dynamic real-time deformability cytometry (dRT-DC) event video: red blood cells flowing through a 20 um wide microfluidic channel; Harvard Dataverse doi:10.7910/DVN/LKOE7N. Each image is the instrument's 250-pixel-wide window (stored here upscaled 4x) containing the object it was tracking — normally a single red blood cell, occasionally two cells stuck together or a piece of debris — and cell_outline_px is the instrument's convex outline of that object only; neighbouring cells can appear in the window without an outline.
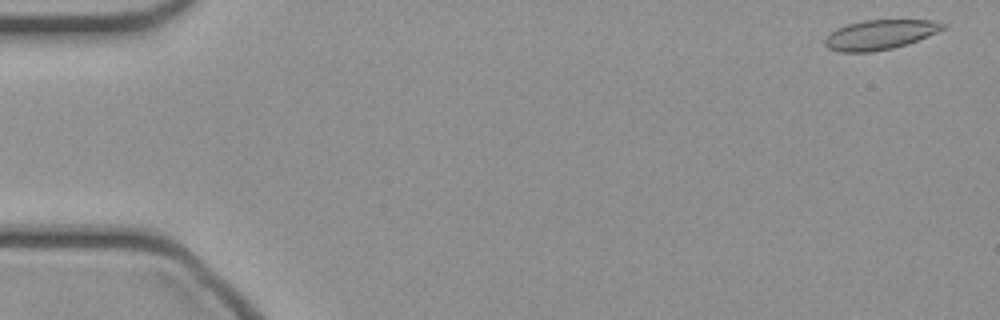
{"species": "common noctule bat (a hibernating species)", "species_latin": "Nyctalus noctula", "temperature_condition": "cold", "stored_images_in_passage": 47, "camera_frame_rate_fps": 3000, "um_per_image_px": 0.085, "animal": {"sex": "female", "body_mass_g": 21.9}, "frame": {"image": 1, "passage_image": 1, "time_ms": 0.0, "image_size_px": [1000, 320], "cell_outline_px": [[948, 28], [928, 36], [892, 48], [872, 52], [840, 52], [828, 48], [824, 44], [824, 40], [836, 28], [848, 24], [864, 20], [932, 20], [948, 24]], "centroid_in_image_um": [74.82, 2.94], "position_along_channel_um": 10.2, "area_um2": 20.35}}
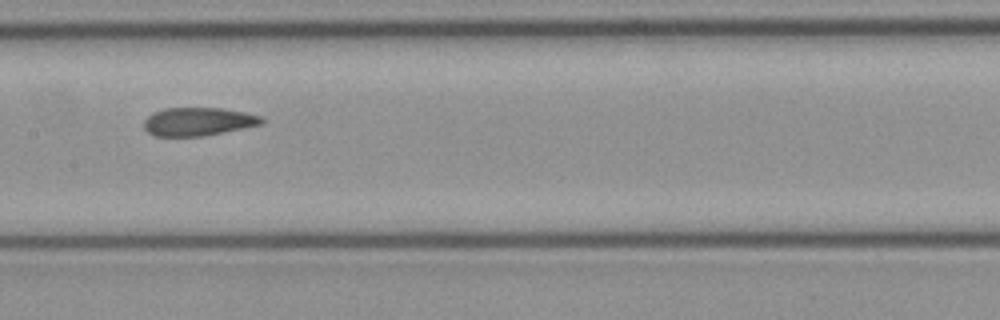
{"frame": {"image": 2, "passage_image": 23, "time_ms": 7.333, "image_size_px": [1000, 320], "cell_outline_px": [[264, 124], [224, 132], [200, 136], [156, 136], [148, 132], [144, 128], [144, 120], [152, 112], [164, 108], [220, 108], [244, 112], [264, 116]], "centroid_in_image_um": [16.86, 10.33], "position_along_channel_um": 190.5, "area_um2": 19.48}}
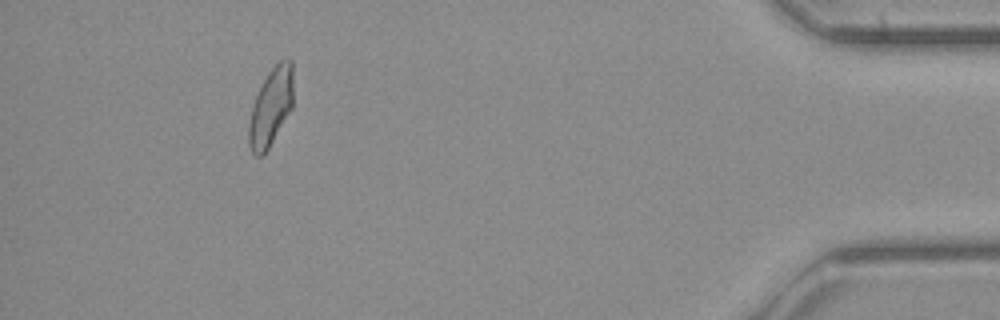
{"frame": {"image": 3, "passage_image": 43, "time_ms": 14.0, "image_size_px": [1000, 320], "cell_outline_px": [[292, 108], [268, 148], [260, 156], [256, 156], [252, 152], [248, 144], [248, 124], [252, 108], [256, 96], [268, 72], [280, 60], [292, 60]], "centroid_in_image_um": [23.01, 9.11], "position_along_channel_um": 412.2, "area_um2": 19.71}}